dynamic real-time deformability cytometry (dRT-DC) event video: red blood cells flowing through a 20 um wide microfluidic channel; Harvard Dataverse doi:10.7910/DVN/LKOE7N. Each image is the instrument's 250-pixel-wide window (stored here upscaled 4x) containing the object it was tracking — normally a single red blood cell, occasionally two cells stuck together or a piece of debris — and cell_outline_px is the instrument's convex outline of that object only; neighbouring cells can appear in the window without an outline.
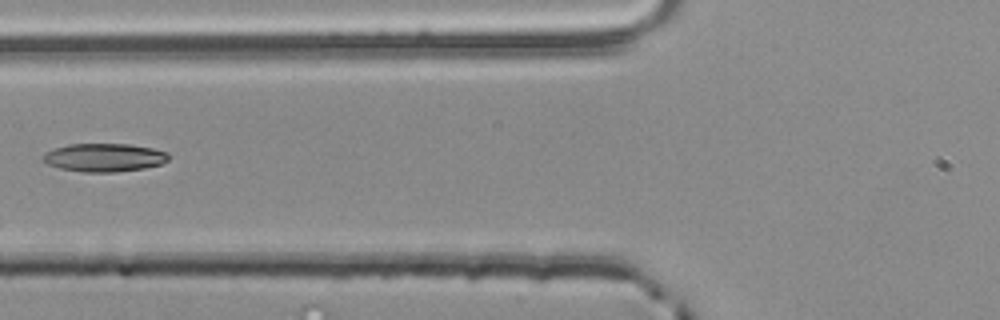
{"species": "common noctule bat (a hibernating species)", "species_latin": "Nyctalus noctula", "temperature_condition": "room temperature", "stored_images_in_passage": 2, "camera_frame_rate_fps": 3000, "um_per_image_px": 0.085, "animal": {"sex": "male", "body_mass_g": 20.4}, "frame": {"image": 1, "passage_image": 2, "time_ms": 0.333, "image_size_px": [1000, 320], "cell_outline_px": [[168, 160], [160, 164], [144, 168], [116, 172], [84, 172], [60, 168], [48, 164], [40, 160], [40, 156], [44, 152], [68, 144], [128, 144], [152, 148], [168, 152]], "centroid_in_image_um": [8.81, 13.39], "position_along_channel_um": 117.0, "area_um2": 20.75}}